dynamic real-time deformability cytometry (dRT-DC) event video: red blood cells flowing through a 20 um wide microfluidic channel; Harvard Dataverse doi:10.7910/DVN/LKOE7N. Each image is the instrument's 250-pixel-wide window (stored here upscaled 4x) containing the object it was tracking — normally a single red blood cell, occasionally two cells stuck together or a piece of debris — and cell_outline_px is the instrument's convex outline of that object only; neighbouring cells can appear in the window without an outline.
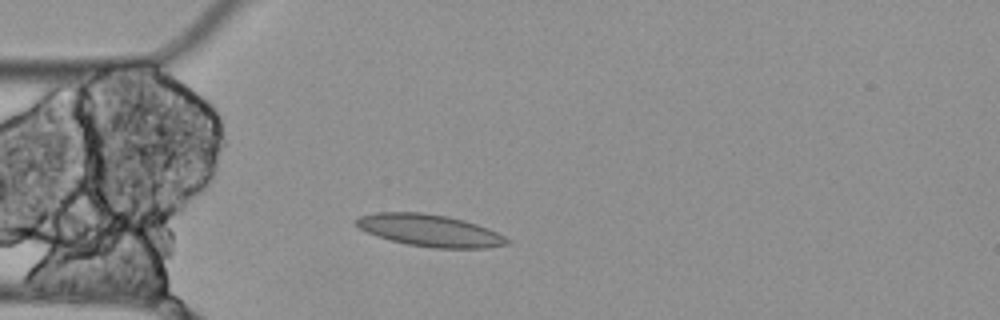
{"species": "Egyptian fruit bat (a non-hibernating species)", "species_latin": "Rousettus aegyptiacus", "temperature_condition": "cold", "stored_images_in_passage": 3, "camera_frame_rate_fps": 3000, "um_per_image_px": 0.085, "animal": {"sex": "female"}, "frame": {"image": 1, "passage_image": 3, "time_ms": 0.667, "image_size_px": [1000, 320], "cell_outline_px": [[512, 244], [484, 248], [432, 248], [408, 244], [376, 236], [360, 228], [356, 224], [356, 220], [360, 216], [376, 212], [424, 212], [448, 216], [464, 220], [488, 228], [512, 240]], "centroid_in_image_um": [36.58, 19.59], "position_along_channel_um": 48.4, "area_um2": 28.15}}